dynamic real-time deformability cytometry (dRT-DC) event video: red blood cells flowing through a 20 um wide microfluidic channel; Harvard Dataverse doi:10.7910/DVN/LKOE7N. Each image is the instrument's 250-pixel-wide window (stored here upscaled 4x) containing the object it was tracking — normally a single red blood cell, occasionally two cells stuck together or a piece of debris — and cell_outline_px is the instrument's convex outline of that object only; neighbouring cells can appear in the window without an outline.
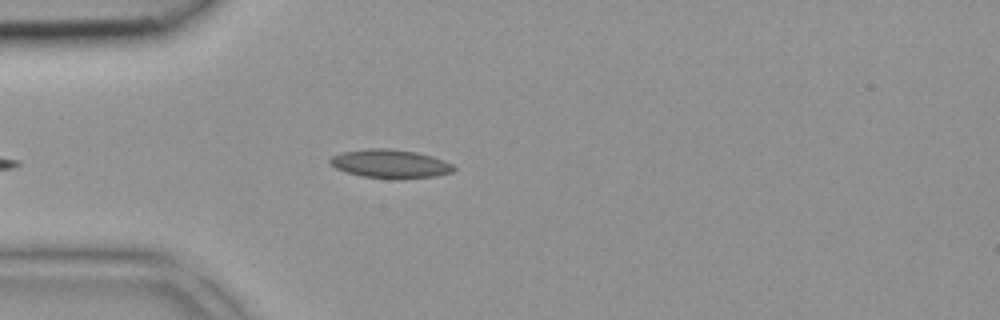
{"species": "common noctule bat (a hibernating species)", "species_latin": "Nyctalus noctula", "temperature_condition": "room temperature", "stored_images_in_passage": 31, "camera_frame_rate_fps": 3000, "um_per_image_px": 0.085, "animal": {"sex": "female", "body_mass_g": 18.4}, "frame": {"image": 1, "passage_image": 3, "time_ms": 0.667, "image_size_px": [1000, 320], "cell_outline_px": [[456, 168], [452, 172], [436, 176], [396, 180], [364, 176], [348, 172], [336, 168], [328, 160], [332, 156], [344, 152], [368, 148], [388, 148], [416, 152], [432, 156], [444, 160], [452, 164]], "centroid_in_image_um": [33.21, 13.93], "position_along_channel_um": 51.8, "area_um2": 20.63}}
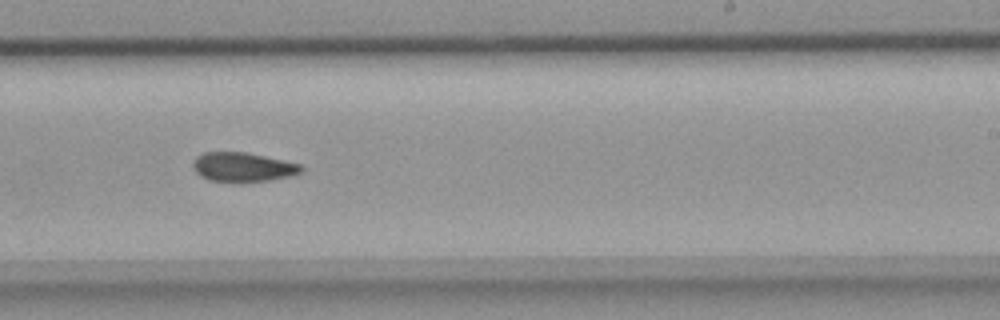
{"frame": {"image": 2, "passage_image": 17, "time_ms": 5.333, "image_size_px": [1000, 320], "cell_outline_px": [[304, 168], [300, 172], [288, 176], [268, 180], [208, 180], [200, 176], [192, 168], [192, 160], [196, 156], [204, 152], [244, 152], [284, 160], [300, 164]], "centroid_in_image_um": [20.59, 14.17], "position_along_channel_um": 268.4, "area_um2": 17.98}}
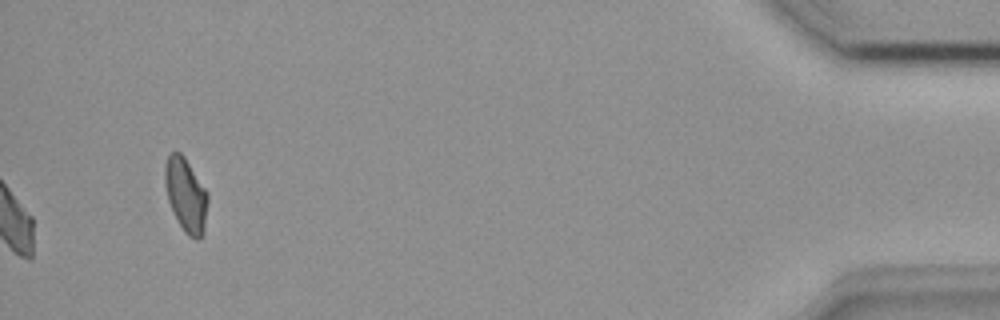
{"frame": {"image": 3, "passage_image": 31, "time_ms": 10.0, "image_size_px": [1000, 320], "cell_outline_px": [[208, 200], [204, 232], [200, 240], [196, 240], [188, 236], [184, 232], [168, 200], [164, 180], [164, 164], [168, 156], [172, 152], [180, 152], [184, 156], [208, 192]], "centroid_in_image_um": [15.81, 16.58], "position_along_channel_um": 419.4, "area_um2": 18.5}}